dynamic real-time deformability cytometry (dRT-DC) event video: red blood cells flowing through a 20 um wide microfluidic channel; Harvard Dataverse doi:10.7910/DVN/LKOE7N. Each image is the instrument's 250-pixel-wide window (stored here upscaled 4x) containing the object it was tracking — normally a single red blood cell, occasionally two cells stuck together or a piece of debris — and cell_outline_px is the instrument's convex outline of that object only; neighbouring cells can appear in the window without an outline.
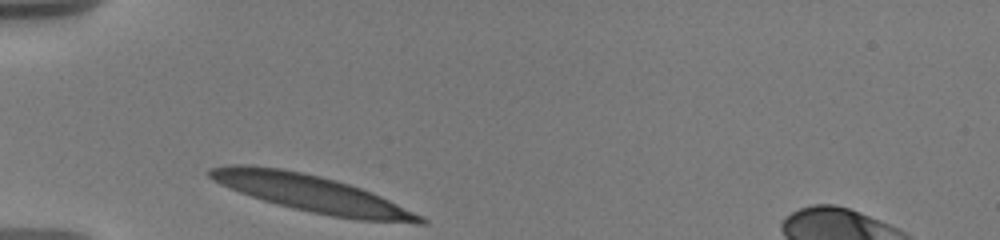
{"species": "human", "species_latin": "Homo sapiens", "temperature_condition": "warm", "stored_images_in_passage": 7, "camera_frame_rate_fps": 3000, "um_per_image_px": 0.085, "donor": {"sex": "male"}, "frame": {"image": 1, "passage_image": 1, "time_ms": 0.0, "image_size_px": [1000, 240], "cell_outline_px": [[428, 220], [424, 224], [416, 224], [356, 220], [332, 216], [292, 208], [276, 204], [240, 192], [220, 184], [212, 180], [204, 172], [208, 168], [232, 164], [244, 164], [280, 168], [320, 176], [336, 180], [372, 192], [424, 216]], "centroid_in_image_um": [26.51, 16.46], "position_along_channel_um": 58.5, "area_um2": 45.14}}
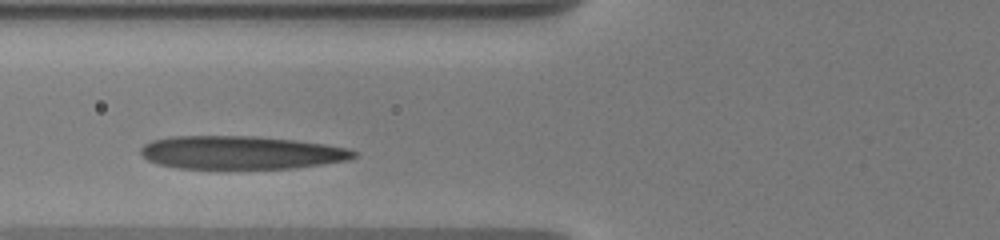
{"frame": {"image": 2, "passage_image": 6, "time_ms": 1.667, "image_size_px": [1000, 240], "cell_outline_px": [[356, 156], [348, 160], [296, 168], [176, 168], [160, 164], [148, 160], [140, 152], [140, 148], [144, 144], [152, 140], [172, 136], [256, 136], [296, 140], [324, 144], [348, 148], [356, 152]], "centroid_in_image_um": [20.49, 12.96], "position_along_channel_um": 105.3, "area_um2": 41.15}}